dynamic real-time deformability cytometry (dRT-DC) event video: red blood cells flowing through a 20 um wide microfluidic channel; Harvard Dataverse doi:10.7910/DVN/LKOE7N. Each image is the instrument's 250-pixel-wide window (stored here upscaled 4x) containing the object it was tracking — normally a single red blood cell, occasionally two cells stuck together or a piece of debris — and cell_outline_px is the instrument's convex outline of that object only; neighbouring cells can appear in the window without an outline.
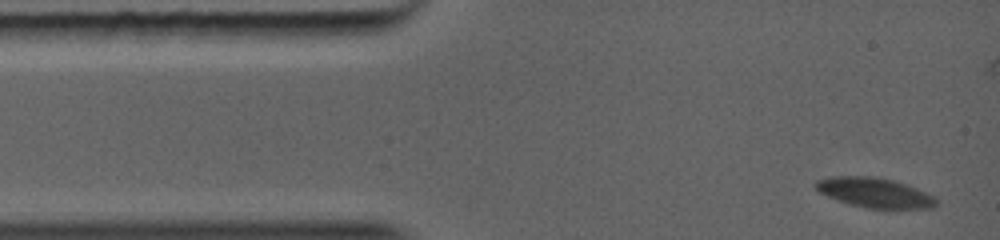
{"species": "common noctule bat (a hibernating species)", "species_latin": "Nyctalus noctula", "temperature_condition": "warm", "stored_images_in_passage": 45, "camera_frame_rate_fps": 5000, "um_per_image_px": 0.085, "animal": {"sex": "female", "body_mass_g": 19.0, "forearm_length_mm": 56.7}, "frame": {"image": 1, "passage_image": 1, "time_ms": 0.0, "image_size_px": [1000, 240], "cell_outline_px": [[936, 204], [932, 208], [868, 208], [848, 204], [828, 196], [820, 192], [812, 184], [816, 180], [832, 176], [876, 176], [892, 180], [916, 188], [932, 196], [936, 200]], "centroid_in_image_um": [74.28, 16.36], "position_along_channel_um": 10.7, "area_um2": 20.69}}
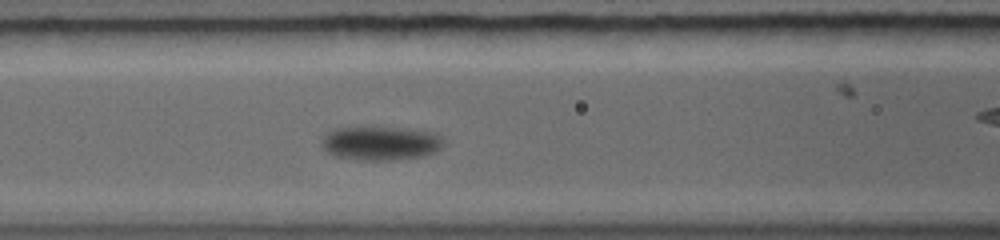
{"frame": {"image": 2, "passage_image": 16, "time_ms": 4.2, "image_size_px": [1000, 240], "cell_outline_px": [[440, 148], [432, 152], [416, 156], [392, 160], [352, 160], [332, 156], [324, 148], [324, 144], [332, 136], [340, 132], [392, 132], [428, 136], [436, 140], [440, 144]], "centroid_in_image_um": [32.24, 12.38], "position_along_channel_um": 134.4, "area_um2": 19.36}}
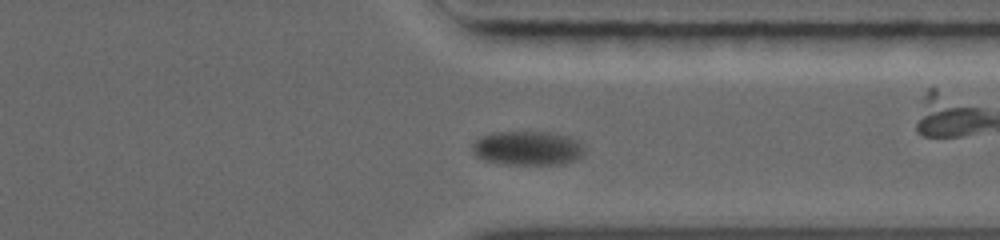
{"frame": {"image": 3, "passage_image": 36, "time_ms": 9.4, "image_size_px": [1000, 240], "cell_outline_px": [[580, 156], [576, 160], [564, 164], [504, 164], [484, 160], [476, 156], [476, 144], [480, 140], [492, 136], [540, 136], [564, 140], [572, 144], [580, 152]], "centroid_in_image_um": [44.74, 12.78], "position_along_channel_um": 366.7, "area_um2": 18.32}}